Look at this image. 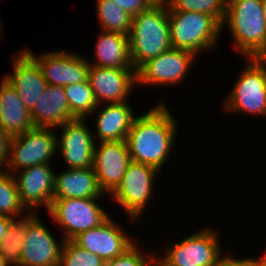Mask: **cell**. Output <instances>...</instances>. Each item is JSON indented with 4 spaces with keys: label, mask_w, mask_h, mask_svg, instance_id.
<instances>
[{
    "label": "cell",
    "mask_w": 266,
    "mask_h": 266,
    "mask_svg": "<svg viewBox=\"0 0 266 266\" xmlns=\"http://www.w3.org/2000/svg\"><path fill=\"white\" fill-rule=\"evenodd\" d=\"M162 101L135 117L126 138L131 161L157 170L162 169L172 152L178 127L177 120Z\"/></svg>",
    "instance_id": "obj_1"
},
{
    "label": "cell",
    "mask_w": 266,
    "mask_h": 266,
    "mask_svg": "<svg viewBox=\"0 0 266 266\" xmlns=\"http://www.w3.org/2000/svg\"><path fill=\"white\" fill-rule=\"evenodd\" d=\"M224 23L234 46L246 58H266V21L262 0H227Z\"/></svg>",
    "instance_id": "obj_2"
},
{
    "label": "cell",
    "mask_w": 266,
    "mask_h": 266,
    "mask_svg": "<svg viewBox=\"0 0 266 266\" xmlns=\"http://www.w3.org/2000/svg\"><path fill=\"white\" fill-rule=\"evenodd\" d=\"M128 37L131 61L135 70L172 48L167 5L150 6L133 16Z\"/></svg>",
    "instance_id": "obj_3"
},
{
    "label": "cell",
    "mask_w": 266,
    "mask_h": 266,
    "mask_svg": "<svg viewBox=\"0 0 266 266\" xmlns=\"http://www.w3.org/2000/svg\"><path fill=\"white\" fill-rule=\"evenodd\" d=\"M170 40L173 48L188 50L196 56L218 44L221 25L201 12L168 11Z\"/></svg>",
    "instance_id": "obj_4"
},
{
    "label": "cell",
    "mask_w": 266,
    "mask_h": 266,
    "mask_svg": "<svg viewBox=\"0 0 266 266\" xmlns=\"http://www.w3.org/2000/svg\"><path fill=\"white\" fill-rule=\"evenodd\" d=\"M223 108L227 112H244L266 116V58H247Z\"/></svg>",
    "instance_id": "obj_5"
},
{
    "label": "cell",
    "mask_w": 266,
    "mask_h": 266,
    "mask_svg": "<svg viewBox=\"0 0 266 266\" xmlns=\"http://www.w3.org/2000/svg\"><path fill=\"white\" fill-rule=\"evenodd\" d=\"M217 235L214 229L203 228L168 247L162 258L155 257L163 266H219L226 256Z\"/></svg>",
    "instance_id": "obj_6"
},
{
    "label": "cell",
    "mask_w": 266,
    "mask_h": 266,
    "mask_svg": "<svg viewBox=\"0 0 266 266\" xmlns=\"http://www.w3.org/2000/svg\"><path fill=\"white\" fill-rule=\"evenodd\" d=\"M160 173L153 166L131 161L121 182L109 194L129 215L131 221L140 219L151 199L156 177ZM155 180V181H154Z\"/></svg>",
    "instance_id": "obj_7"
},
{
    "label": "cell",
    "mask_w": 266,
    "mask_h": 266,
    "mask_svg": "<svg viewBox=\"0 0 266 266\" xmlns=\"http://www.w3.org/2000/svg\"><path fill=\"white\" fill-rule=\"evenodd\" d=\"M57 138L50 128L43 127H34L24 134L11 137L5 170H12L14 174L34 165L51 164L58 151Z\"/></svg>",
    "instance_id": "obj_8"
},
{
    "label": "cell",
    "mask_w": 266,
    "mask_h": 266,
    "mask_svg": "<svg viewBox=\"0 0 266 266\" xmlns=\"http://www.w3.org/2000/svg\"><path fill=\"white\" fill-rule=\"evenodd\" d=\"M99 198L53 199L47 210L64 230V240H72L78 234L95 228L104 222L106 213L96 201Z\"/></svg>",
    "instance_id": "obj_9"
},
{
    "label": "cell",
    "mask_w": 266,
    "mask_h": 266,
    "mask_svg": "<svg viewBox=\"0 0 266 266\" xmlns=\"http://www.w3.org/2000/svg\"><path fill=\"white\" fill-rule=\"evenodd\" d=\"M196 55L183 49L170 48L142 64L136 70L137 83L147 85L180 84L191 68Z\"/></svg>",
    "instance_id": "obj_10"
},
{
    "label": "cell",
    "mask_w": 266,
    "mask_h": 266,
    "mask_svg": "<svg viewBox=\"0 0 266 266\" xmlns=\"http://www.w3.org/2000/svg\"><path fill=\"white\" fill-rule=\"evenodd\" d=\"M38 212L27 213V232L21 251L20 266H59L62 245L40 221Z\"/></svg>",
    "instance_id": "obj_11"
},
{
    "label": "cell",
    "mask_w": 266,
    "mask_h": 266,
    "mask_svg": "<svg viewBox=\"0 0 266 266\" xmlns=\"http://www.w3.org/2000/svg\"><path fill=\"white\" fill-rule=\"evenodd\" d=\"M24 50L36 61L47 84L66 86L88 80L89 61L77 53L50 51L38 57L28 49Z\"/></svg>",
    "instance_id": "obj_12"
},
{
    "label": "cell",
    "mask_w": 266,
    "mask_h": 266,
    "mask_svg": "<svg viewBox=\"0 0 266 266\" xmlns=\"http://www.w3.org/2000/svg\"><path fill=\"white\" fill-rule=\"evenodd\" d=\"M110 216L95 228L75 236L72 241L81 248L96 254L104 261L112 260L123 254L133 244V240L115 224ZM121 227V228H120Z\"/></svg>",
    "instance_id": "obj_13"
},
{
    "label": "cell",
    "mask_w": 266,
    "mask_h": 266,
    "mask_svg": "<svg viewBox=\"0 0 266 266\" xmlns=\"http://www.w3.org/2000/svg\"><path fill=\"white\" fill-rule=\"evenodd\" d=\"M84 120L76 118L59 126L63 130L60 139L57 138V150L67 168L93 167L96 142Z\"/></svg>",
    "instance_id": "obj_14"
},
{
    "label": "cell",
    "mask_w": 266,
    "mask_h": 266,
    "mask_svg": "<svg viewBox=\"0 0 266 266\" xmlns=\"http://www.w3.org/2000/svg\"><path fill=\"white\" fill-rule=\"evenodd\" d=\"M88 81L98 105L126 102L137 85L136 70L89 66Z\"/></svg>",
    "instance_id": "obj_15"
},
{
    "label": "cell",
    "mask_w": 266,
    "mask_h": 266,
    "mask_svg": "<svg viewBox=\"0 0 266 266\" xmlns=\"http://www.w3.org/2000/svg\"><path fill=\"white\" fill-rule=\"evenodd\" d=\"M93 169L100 188L110 194L121 182L131 157L126 140L97 142ZM97 145V146H96Z\"/></svg>",
    "instance_id": "obj_16"
},
{
    "label": "cell",
    "mask_w": 266,
    "mask_h": 266,
    "mask_svg": "<svg viewBox=\"0 0 266 266\" xmlns=\"http://www.w3.org/2000/svg\"><path fill=\"white\" fill-rule=\"evenodd\" d=\"M18 176V177H17ZM13 174L20 199L29 212L43 205L50 208L53 200L55 173L50 164L34 165Z\"/></svg>",
    "instance_id": "obj_17"
},
{
    "label": "cell",
    "mask_w": 266,
    "mask_h": 266,
    "mask_svg": "<svg viewBox=\"0 0 266 266\" xmlns=\"http://www.w3.org/2000/svg\"><path fill=\"white\" fill-rule=\"evenodd\" d=\"M17 53L13 56V72L4 78L18 92L21 101L31 112L42 96L47 81L36 61L24 49Z\"/></svg>",
    "instance_id": "obj_18"
},
{
    "label": "cell",
    "mask_w": 266,
    "mask_h": 266,
    "mask_svg": "<svg viewBox=\"0 0 266 266\" xmlns=\"http://www.w3.org/2000/svg\"><path fill=\"white\" fill-rule=\"evenodd\" d=\"M31 117L35 127L51 129L76 119L71 114L64 86L47 84L31 111Z\"/></svg>",
    "instance_id": "obj_19"
},
{
    "label": "cell",
    "mask_w": 266,
    "mask_h": 266,
    "mask_svg": "<svg viewBox=\"0 0 266 266\" xmlns=\"http://www.w3.org/2000/svg\"><path fill=\"white\" fill-rule=\"evenodd\" d=\"M31 112L18 92L3 78L0 83V128L11 138L34 128Z\"/></svg>",
    "instance_id": "obj_20"
},
{
    "label": "cell",
    "mask_w": 266,
    "mask_h": 266,
    "mask_svg": "<svg viewBox=\"0 0 266 266\" xmlns=\"http://www.w3.org/2000/svg\"><path fill=\"white\" fill-rule=\"evenodd\" d=\"M107 105V106H106ZM98 105L92 113L97 115L96 127L99 142L126 140L136 116L129 102ZM102 106V107H101ZM101 107V108H100ZM100 111H99V110ZM99 111V112H98Z\"/></svg>",
    "instance_id": "obj_21"
},
{
    "label": "cell",
    "mask_w": 266,
    "mask_h": 266,
    "mask_svg": "<svg viewBox=\"0 0 266 266\" xmlns=\"http://www.w3.org/2000/svg\"><path fill=\"white\" fill-rule=\"evenodd\" d=\"M103 195L93 167L68 168L55 174L53 199L101 198Z\"/></svg>",
    "instance_id": "obj_22"
},
{
    "label": "cell",
    "mask_w": 266,
    "mask_h": 266,
    "mask_svg": "<svg viewBox=\"0 0 266 266\" xmlns=\"http://www.w3.org/2000/svg\"><path fill=\"white\" fill-rule=\"evenodd\" d=\"M96 44L97 60L95 64L89 62L90 66L134 69L128 36L102 30Z\"/></svg>",
    "instance_id": "obj_23"
},
{
    "label": "cell",
    "mask_w": 266,
    "mask_h": 266,
    "mask_svg": "<svg viewBox=\"0 0 266 266\" xmlns=\"http://www.w3.org/2000/svg\"><path fill=\"white\" fill-rule=\"evenodd\" d=\"M97 15L101 30L129 36L132 16L112 0H97Z\"/></svg>",
    "instance_id": "obj_24"
},
{
    "label": "cell",
    "mask_w": 266,
    "mask_h": 266,
    "mask_svg": "<svg viewBox=\"0 0 266 266\" xmlns=\"http://www.w3.org/2000/svg\"><path fill=\"white\" fill-rule=\"evenodd\" d=\"M21 217L20 220L14 218L10 222L3 241L0 243V255L10 266H20L21 251L27 232V214H22Z\"/></svg>",
    "instance_id": "obj_25"
},
{
    "label": "cell",
    "mask_w": 266,
    "mask_h": 266,
    "mask_svg": "<svg viewBox=\"0 0 266 266\" xmlns=\"http://www.w3.org/2000/svg\"><path fill=\"white\" fill-rule=\"evenodd\" d=\"M71 114L78 119H86L91 115L98 103L89 81L64 86Z\"/></svg>",
    "instance_id": "obj_26"
},
{
    "label": "cell",
    "mask_w": 266,
    "mask_h": 266,
    "mask_svg": "<svg viewBox=\"0 0 266 266\" xmlns=\"http://www.w3.org/2000/svg\"><path fill=\"white\" fill-rule=\"evenodd\" d=\"M28 210L20 199V194L13 174L0 170V215H6L12 218H19Z\"/></svg>",
    "instance_id": "obj_27"
},
{
    "label": "cell",
    "mask_w": 266,
    "mask_h": 266,
    "mask_svg": "<svg viewBox=\"0 0 266 266\" xmlns=\"http://www.w3.org/2000/svg\"><path fill=\"white\" fill-rule=\"evenodd\" d=\"M227 0H168V11L201 12L212 16L220 25L226 16Z\"/></svg>",
    "instance_id": "obj_28"
},
{
    "label": "cell",
    "mask_w": 266,
    "mask_h": 266,
    "mask_svg": "<svg viewBox=\"0 0 266 266\" xmlns=\"http://www.w3.org/2000/svg\"><path fill=\"white\" fill-rule=\"evenodd\" d=\"M59 266H105V261L76 245L72 240H65Z\"/></svg>",
    "instance_id": "obj_29"
},
{
    "label": "cell",
    "mask_w": 266,
    "mask_h": 266,
    "mask_svg": "<svg viewBox=\"0 0 266 266\" xmlns=\"http://www.w3.org/2000/svg\"><path fill=\"white\" fill-rule=\"evenodd\" d=\"M156 254L140 251L135 243L123 254L112 260L105 261V266H152L151 262Z\"/></svg>",
    "instance_id": "obj_30"
},
{
    "label": "cell",
    "mask_w": 266,
    "mask_h": 266,
    "mask_svg": "<svg viewBox=\"0 0 266 266\" xmlns=\"http://www.w3.org/2000/svg\"><path fill=\"white\" fill-rule=\"evenodd\" d=\"M123 10L128 12L132 17L145 11L150 6L145 0H112Z\"/></svg>",
    "instance_id": "obj_31"
},
{
    "label": "cell",
    "mask_w": 266,
    "mask_h": 266,
    "mask_svg": "<svg viewBox=\"0 0 266 266\" xmlns=\"http://www.w3.org/2000/svg\"><path fill=\"white\" fill-rule=\"evenodd\" d=\"M9 142L10 137L0 128V170L5 169L9 157Z\"/></svg>",
    "instance_id": "obj_32"
},
{
    "label": "cell",
    "mask_w": 266,
    "mask_h": 266,
    "mask_svg": "<svg viewBox=\"0 0 266 266\" xmlns=\"http://www.w3.org/2000/svg\"><path fill=\"white\" fill-rule=\"evenodd\" d=\"M219 266H248L247 261L243 258H235L229 255L220 262Z\"/></svg>",
    "instance_id": "obj_33"
},
{
    "label": "cell",
    "mask_w": 266,
    "mask_h": 266,
    "mask_svg": "<svg viewBox=\"0 0 266 266\" xmlns=\"http://www.w3.org/2000/svg\"><path fill=\"white\" fill-rule=\"evenodd\" d=\"M13 219L14 218L6 216V215H0V243L3 241L5 233L8 230L10 222Z\"/></svg>",
    "instance_id": "obj_34"
},
{
    "label": "cell",
    "mask_w": 266,
    "mask_h": 266,
    "mask_svg": "<svg viewBox=\"0 0 266 266\" xmlns=\"http://www.w3.org/2000/svg\"><path fill=\"white\" fill-rule=\"evenodd\" d=\"M262 255H264V256L257 257L258 259L253 258V257L252 258H244V259L247 261L248 266H266V253L262 254Z\"/></svg>",
    "instance_id": "obj_35"
},
{
    "label": "cell",
    "mask_w": 266,
    "mask_h": 266,
    "mask_svg": "<svg viewBox=\"0 0 266 266\" xmlns=\"http://www.w3.org/2000/svg\"><path fill=\"white\" fill-rule=\"evenodd\" d=\"M149 6H165L168 5V0H145Z\"/></svg>",
    "instance_id": "obj_36"
},
{
    "label": "cell",
    "mask_w": 266,
    "mask_h": 266,
    "mask_svg": "<svg viewBox=\"0 0 266 266\" xmlns=\"http://www.w3.org/2000/svg\"><path fill=\"white\" fill-rule=\"evenodd\" d=\"M0 266H10L9 263L0 255Z\"/></svg>",
    "instance_id": "obj_37"
},
{
    "label": "cell",
    "mask_w": 266,
    "mask_h": 266,
    "mask_svg": "<svg viewBox=\"0 0 266 266\" xmlns=\"http://www.w3.org/2000/svg\"><path fill=\"white\" fill-rule=\"evenodd\" d=\"M262 8L264 13V19L266 21V0H262Z\"/></svg>",
    "instance_id": "obj_38"
},
{
    "label": "cell",
    "mask_w": 266,
    "mask_h": 266,
    "mask_svg": "<svg viewBox=\"0 0 266 266\" xmlns=\"http://www.w3.org/2000/svg\"><path fill=\"white\" fill-rule=\"evenodd\" d=\"M151 265L153 266H163L157 259L156 257L152 260Z\"/></svg>",
    "instance_id": "obj_39"
}]
</instances>
